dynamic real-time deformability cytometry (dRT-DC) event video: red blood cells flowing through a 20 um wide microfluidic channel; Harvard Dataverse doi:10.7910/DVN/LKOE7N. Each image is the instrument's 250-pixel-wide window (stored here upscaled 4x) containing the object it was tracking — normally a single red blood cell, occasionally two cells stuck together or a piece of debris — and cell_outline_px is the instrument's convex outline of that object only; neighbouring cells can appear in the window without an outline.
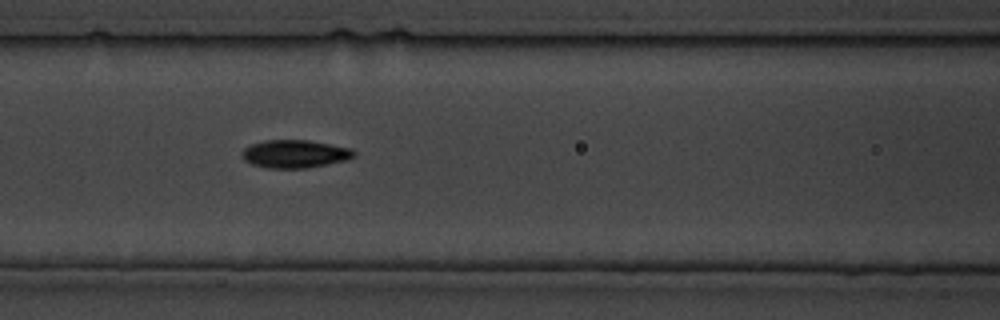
{"species": "common noctule bat (a hibernating species)", "species_latin": "Nyctalus noctula", "temperature_condition": "cold", "stored_images_in_passage": 12, "camera_frame_rate_fps": 3000, "um_per_image_px": 0.085, "animal": {"sex": "male", "body_mass_g": 19.5, "forearm_length_mm": 54.6}, "frame": {"image": 1, "passage_image": 10, "time_ms": 11.333, "image_size_px": [1000, 320], "cell_outline_px": [[356, 156], [348, 160], [308, 168], [268, 168], [252, 164], [244, 160], [240, 152], [244, 148], [252, 144], [264, 140], [308, 140], [352, 148], [356, 152]], "centroid_in_image_um": [25.09, 13.08], "position_along_channel_um": 141.5, "area_um2": 18.44}}
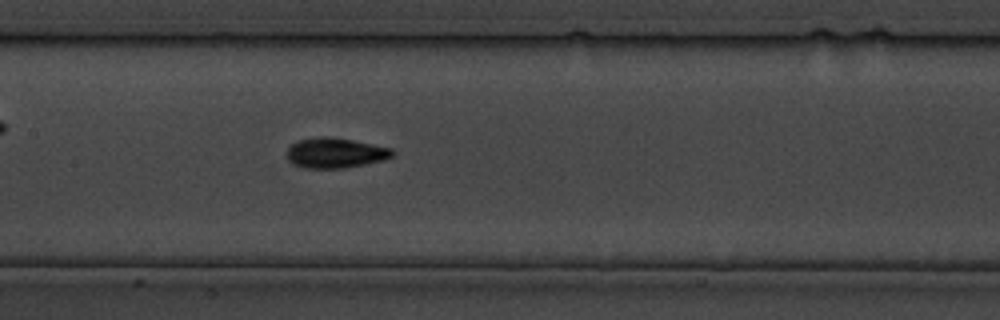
{"frame": {"image": 2, "passage_image": 12, "time_ms": 13.667, "image_size_px": [1000, 320], "cell_outline_px": [[396, 152], [392, 156], [384, 160], [344, 168], [304, 168], [292, 164], [288, 160], [288, 148], [296, 140], [324, 136], [332, 136], [392, 148]], "centroid_in_image_um": [28.5, 12.99], "position_along_channel_um": 178.9, "area_um2": 18.61}}